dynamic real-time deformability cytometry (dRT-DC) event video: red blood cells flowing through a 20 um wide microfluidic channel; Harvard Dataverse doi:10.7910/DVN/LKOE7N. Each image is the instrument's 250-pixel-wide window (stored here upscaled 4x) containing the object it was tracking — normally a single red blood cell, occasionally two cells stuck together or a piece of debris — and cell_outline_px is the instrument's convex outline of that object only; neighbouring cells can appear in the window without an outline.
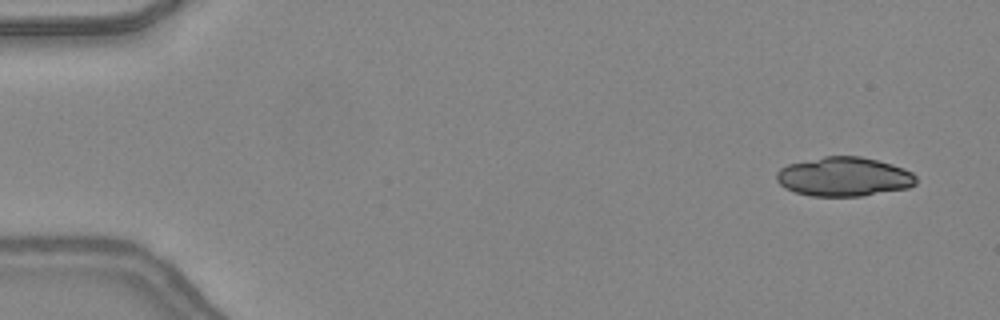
{"species": "common noctule bat (a hibernating species)", "species_latin": "Nyctalus noctula", "temperature_condition": "warm", "stored_images_in_passage": 12, "camera_frame_rate_fps": 3000, "um_per_image_px": 0.085, "animal": {"sex": "female", "body_mass_g": 24.6, "forearm_length_mm": 56.2}, "frame": {"image": 1, "passage_image": 1, "time_ms": 0.0, "image_size_px": [1000, 320], "cell_outline_px": [[916, 184], [908, 188], [860, 196], [812, 196], [796, 192], [784, 188], [776, 180], [776, 172], [780, 168], [788, 164], [824, 156], [860, 156], [892, 164], [904, 168], [912, 172], [916, 176]], "centroid_in_image_um": [71.73, 15.02], "position_along_channel_um": 13.3, "area_um2": 31.91}}